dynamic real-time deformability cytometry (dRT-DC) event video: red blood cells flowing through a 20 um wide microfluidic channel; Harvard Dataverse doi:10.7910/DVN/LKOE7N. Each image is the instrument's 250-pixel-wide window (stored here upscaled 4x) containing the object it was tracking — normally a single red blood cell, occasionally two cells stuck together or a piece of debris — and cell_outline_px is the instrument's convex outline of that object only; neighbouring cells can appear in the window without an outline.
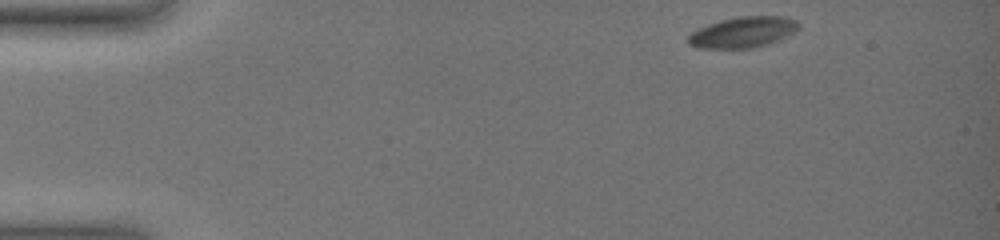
{"species": "common noctule bat (a hibernating species)", "species_latin": "Nyctalus noctula", "temperature_condition": "warm", "stored_images_in_passage": 48, "camera_frame_rate_fps": 3000, "um_per_image_px": 0.085, "animal": {"sex": "female", "body_mass_g": 19.0, "forearm_length_mm": 51.5}, "frame": {"image": 1, "passage_image": 1, "time_ms": 0.0, "image_size_px": [1000, 240], "cell_outline_px": [[800, 28], [788, 36], [768, 44], [752, 48], [696, 48], [688, 44], [688, 36], [692, 32], [708, 24], [720, 20], [740, 16], [784, 16], [796, 20], [800, 24]], "centroid_in_image_um": [63.17, 2.73], "position_along_channel_um": 21.8, "area_um2": 19.94}}
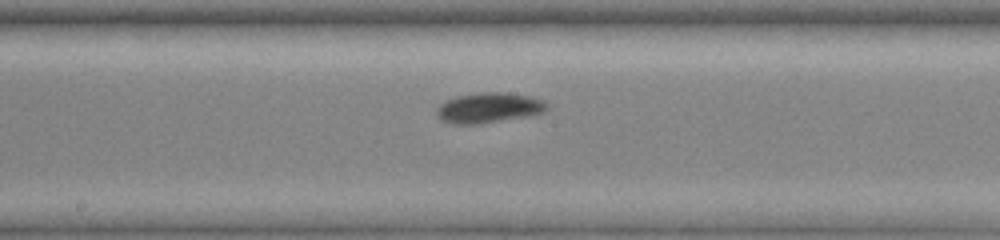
{"frame": {"image": 2, "passage_image": 25, "time_ms": 8.0, "image_size_px": [1000, 240], "cell_outline_px": [[548, 108], [540, 112], [524, 116], [476, 124], [452, 124], [444, 120], [436, 112], [436, 108], [444, 100], [456, 96], [480, 92], [504, 92], [532, 96], [544, 100], [548, 104]], "centroid_in_image_um": [41.53, 9.13], "position_along_channel_um": 206.7, "area_um2": 19.19}}
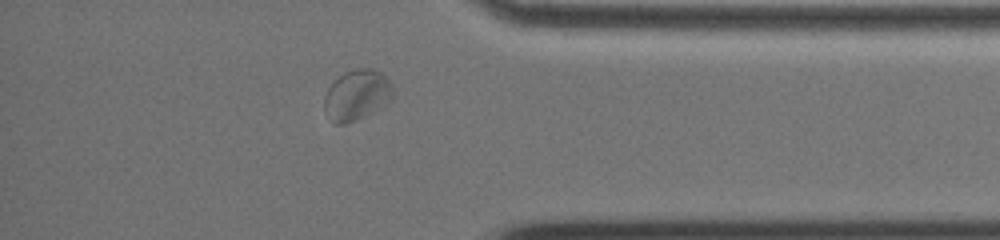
{"frame": {"image": 3, "passage_image": 42, "time_ms": 13.667, "image_size_px": [1000, 240], "cell_outline_px": [[392, 100], [384, 108], [344, 124], [336, 124], [324, 108], [324, 96], [328, 88], [344, 72], [356, 68], [372, 68], [380, 72], [392, 84]], "centroid_in_image_um": [30.37, 8.07], "position_along_channel_um": 404.8, "area_um2": 20.11}, "authors_computed_cell_mechanics": {"area_um2": 19.0162, "velocity_mm_per_s": 3.5624, "shape_relaxation_time_tau1_ms": 3.9891, "shape_relaxation_time_tau2_ms": 0.8489, "deformation_change_tau1": 0.1285, "deformation_change_tau2": 0.0473}}